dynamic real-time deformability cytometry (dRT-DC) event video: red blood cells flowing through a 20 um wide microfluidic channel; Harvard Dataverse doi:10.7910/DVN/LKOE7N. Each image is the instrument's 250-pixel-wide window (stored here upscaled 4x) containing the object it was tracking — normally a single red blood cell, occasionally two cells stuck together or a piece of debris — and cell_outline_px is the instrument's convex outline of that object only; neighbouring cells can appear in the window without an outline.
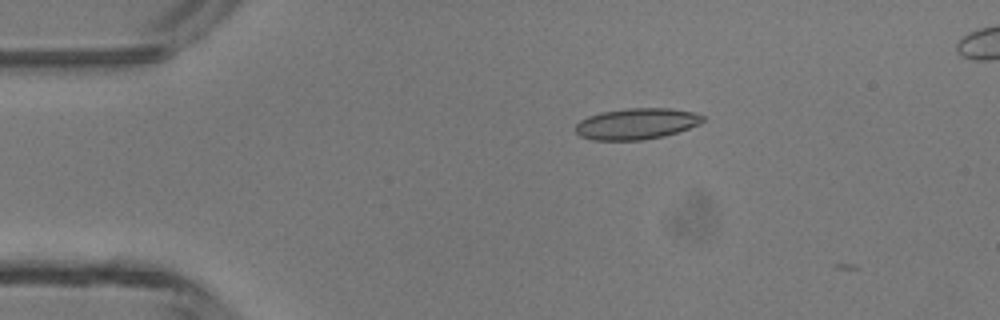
{"species": "common noctule bat (a hibernating species)", "species_latin": "Nyctalus noctula", "temperature_condition": "room temperature", "stored_images_in_passage": 4, "camera_frame_rate_fps": 3000, "um_per_image_px": 0.085, "animal": {"sex": "male", "body_mass_g": 13.3}, "frame": {"image": 1, "passage_image": 3, "time_ms": 0.667, "image_size_px": [1000, 320], "cell_outline_px": [[704, 120], [700, 124], [664, 136], [644, 140], [592, 140], [580, 136], [576, 132], [576, 124], [580, 120], [588, 116], [600, 112], [624, 108], [672, 108], [692, 112], [704, 116]], "centroid_in_image_um": [54.08, 10.51], "position_along_channel_um": 30.9, "area_um2": 23.18}}